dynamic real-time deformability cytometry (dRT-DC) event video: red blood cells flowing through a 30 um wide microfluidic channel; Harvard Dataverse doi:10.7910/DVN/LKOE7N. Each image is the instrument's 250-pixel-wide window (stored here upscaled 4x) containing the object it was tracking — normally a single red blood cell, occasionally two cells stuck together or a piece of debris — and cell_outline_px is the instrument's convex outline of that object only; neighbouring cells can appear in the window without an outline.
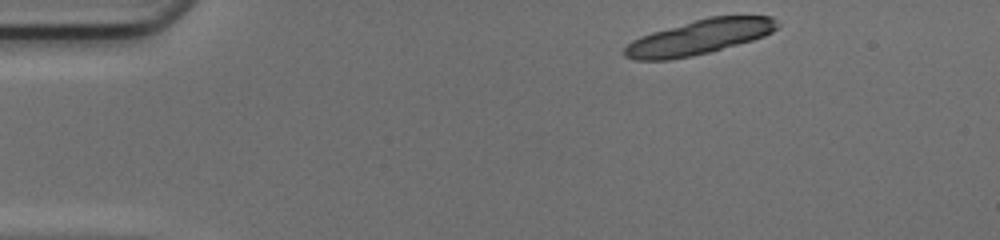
{"species": "common noctule bat (a hibernating species)", "species_latin": "Nyctalus noctula", "temperature_condition": "cold", "stored_images_in_passage": 12, "camera_frame_rate_fps": 3000, "um_per_image_px": 0.085, "animal": {"sex": "female", "body_mass_g": 17.0, "forearm_length_mm": 48.0}, "frame": {"image": 1, "passage_image": 1, "time_ms": 0.0, "image_size_px": [1000, 240], "cell_outline_px": [[780, 24], [772, 32], [764, 36], [752, 40], [708, 52], [692, 56], [668, 60], [636, 60], [624, 56], [624, 48], [632, 40], [640, 36], [652, 32], [708, 16], [772, 16]], "centroid_in_image_um": [59.43, 3.15], "position_along_channel_um": 25.6, "area_um2": 30.75}}